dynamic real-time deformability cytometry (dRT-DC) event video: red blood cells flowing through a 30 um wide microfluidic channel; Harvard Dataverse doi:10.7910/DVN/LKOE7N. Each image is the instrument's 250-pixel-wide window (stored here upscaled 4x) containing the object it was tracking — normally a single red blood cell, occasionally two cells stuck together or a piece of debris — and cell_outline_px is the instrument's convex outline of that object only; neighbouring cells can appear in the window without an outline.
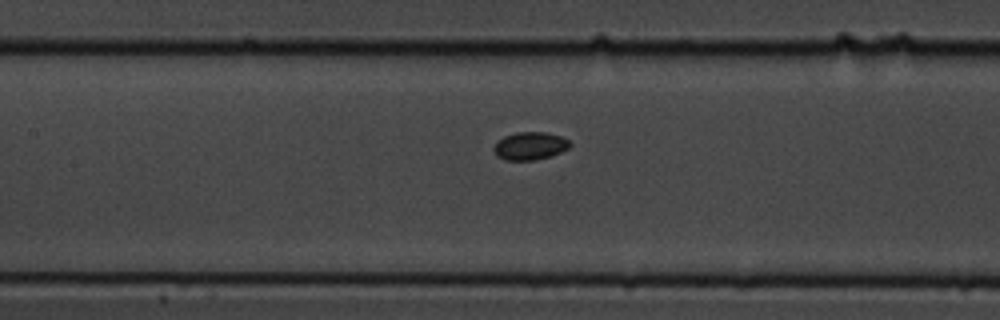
{"species": "common noctule bat (a hibernating species)", "species_latin": "Nyctalus noctula", "temperature_condition": "cold", "stored_images_in_passage": 8, "camera_frame_rate_fps": 3000, "um_per_image_px": 0.085, "animal": {"sex": "male", "body_mass_g": 19.5, "forearm_length_mm": 54.6}, "frame": {"image": 1, "passage_image": 8, "time_ms": 2.333, "image_size_px": [1000, 320], "cell_outline_px": [[572, 144], [568, 148], [552, 156], [536, 160], [504, 160], [496, 156], [492, 148], [504, 136], [516, 132], [548, 132], [560, 136], [568, 140]], "centroid_in_image_um": [45.05, 12.41], "position_along_channel_um": 162.4, "area_um2": 12.43}}